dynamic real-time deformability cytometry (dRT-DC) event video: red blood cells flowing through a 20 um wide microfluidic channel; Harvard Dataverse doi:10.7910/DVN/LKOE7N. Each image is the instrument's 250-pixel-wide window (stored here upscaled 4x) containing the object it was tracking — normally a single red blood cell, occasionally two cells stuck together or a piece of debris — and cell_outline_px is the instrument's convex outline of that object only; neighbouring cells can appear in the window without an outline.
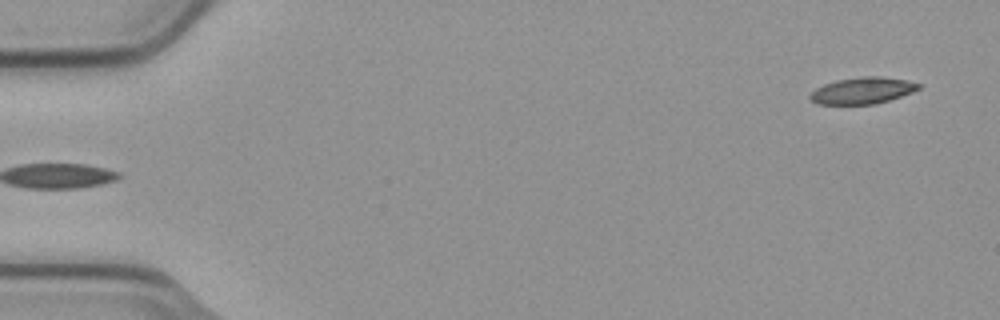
{"species": "common noctule bat (a hibernating species)", "species_latin": "Nyctalus noctula", "temperature_condition": "cold", "stored_images_in_passage": 5, "camera_frame_rate_fps": 3000, "um_per_image_px": 0.085, "animal": {"sex": "male", "body_mass_g": 23.1, "forearm_length_mm": 52.7}, "frame": {"image": 1, "passage_image": 5, "time_ms": 1.333, "image_size_px": [1000, 320], "cell_outline_px": [[920, 88], [912, 92], [876, 104], [820, 104], [812, 100], [808, 96], [816, 88], [824, 84], [836, 80], [864, 76], [880, 76], [904, 80], [920, 84]], "centroid_in_image_um": [73.29, 7.69], "position_along_channel_um": 11.7, "area_um2": 16.53}}